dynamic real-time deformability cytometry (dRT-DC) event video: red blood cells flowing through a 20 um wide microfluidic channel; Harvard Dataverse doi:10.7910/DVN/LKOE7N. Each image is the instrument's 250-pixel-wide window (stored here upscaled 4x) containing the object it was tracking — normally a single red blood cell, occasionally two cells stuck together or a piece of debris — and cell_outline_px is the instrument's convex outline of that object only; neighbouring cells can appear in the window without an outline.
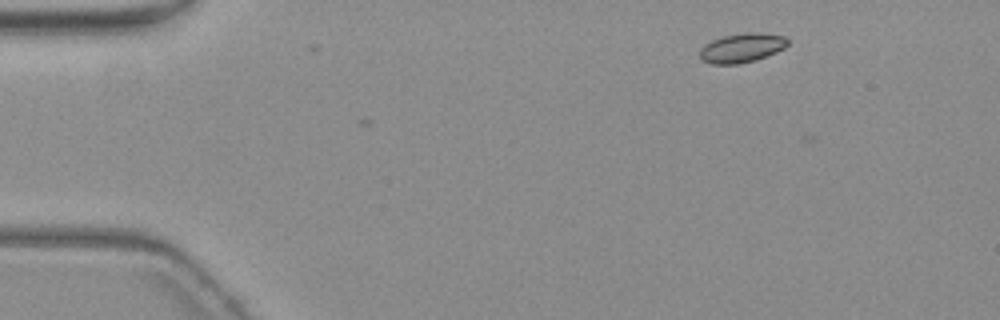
{"species": "common noctule bat (a hibernating species)", "species_latin": "Nyctalus noctula", "temperature_condition": "warm", "stored_images_in_passage": 3, "camera_frame_rate_fps": 3000, "um_per_image_px": 0.085, "animal": {"sex": "female", "body_mass_g": 19.3, "forearm_length_mm": 54.1}, "frame": {"image": 1, "passage_image": 1, "time_ms": 0.0, "image_size_px": [1000, 320], "cell_outline_px": [[788, 44], [784, 48], [776, 52], [756, 60], [736, 64], [712, 64], [700, 60], [700, 48], [704, 44], [712, 40], [724, 36], [744, 32], [760, 32], [784, 36], [788, 40]], "centroid_in_image_um": [63.04, 4.06], "position_along_channel_um": 22.0, "area_um2": 15.09}}